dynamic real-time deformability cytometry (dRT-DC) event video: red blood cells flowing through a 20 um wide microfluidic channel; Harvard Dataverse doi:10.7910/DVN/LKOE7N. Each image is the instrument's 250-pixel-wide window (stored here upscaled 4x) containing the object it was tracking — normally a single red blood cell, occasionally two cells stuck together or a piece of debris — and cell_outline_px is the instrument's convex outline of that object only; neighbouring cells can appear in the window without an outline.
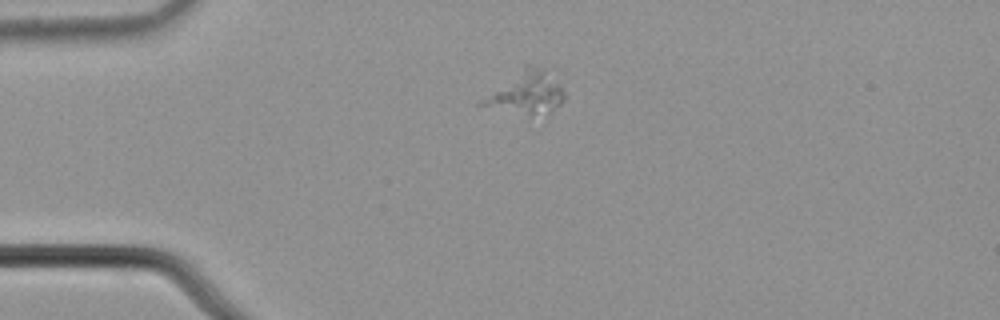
{"species": "common noctule bat (a hibernating species)", "species_latin": "Nyctalus noctula", "temperature_condition": "cold", "stored_images_in_passage": 3, "camera_frame_rate_fps": 3000, "um_per_image_px": 0.085, "animal": {"sex": "male", "body_mass_g": 21.5, "forearm_length_mm": 52.0}, "frame": {"image": 1, "passage_image": 1, "time_ms": 0.0, "image_size_px": [1000, 320], "cell_outline_px": [[564, 100], [560, 104], [548, 112], [528, 116], [476, 104], [480, 100], [524, 64], [532, 64], [544, 72], [560, 84], [564, 92]], "centroid_in_image_um": [44.69, 7.89], "position_along_channel_um": 40.3, "area_um2": 19.94}}
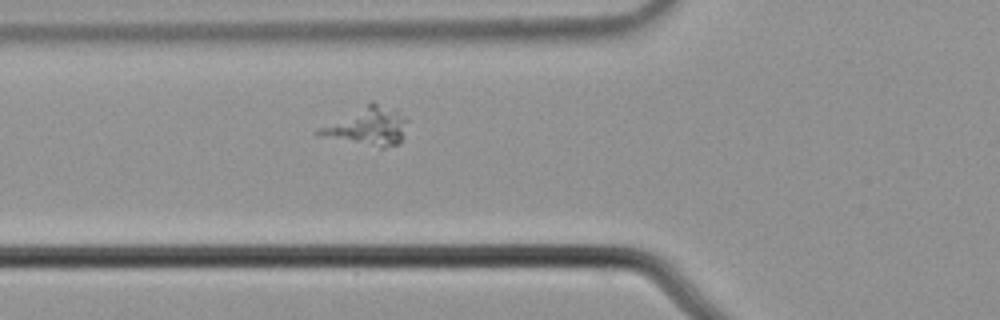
{"frame": {"image": 2, "passage_image": 3, "time_ms": 0.667, "image_size_px": [1000, 320], "cell_outline_px": [[408, 120], [404, 136], [400, 144], [384, 148], [380, 148], [316, 136], [312, 132], [372, 100], [404, 116]], "centroid_in_image_um": [31.23, 10.78], "position_along_channel_um": 94.6, "area_um2": 19.77}}